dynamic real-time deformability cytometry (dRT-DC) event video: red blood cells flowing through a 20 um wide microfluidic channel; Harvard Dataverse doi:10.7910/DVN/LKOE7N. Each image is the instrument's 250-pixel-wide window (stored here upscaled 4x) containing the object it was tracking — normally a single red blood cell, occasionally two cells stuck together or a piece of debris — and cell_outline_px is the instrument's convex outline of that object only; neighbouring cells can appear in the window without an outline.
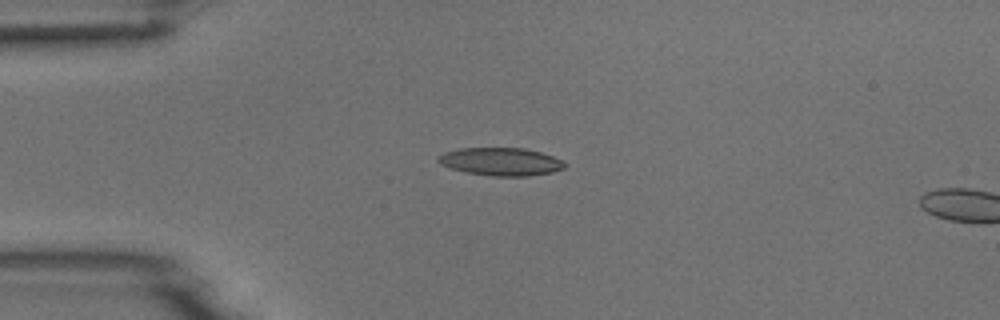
{"species": "common noctule bat (a hibernating species)", "species_latin": "Nyctalus noctula", "temperature_condition": "room temperature", "stored_images_in_passage": 4, "camera_frame_rate_fps": 3000, "um_per_image_px": 0.085, "animal": {"sex": "male", "body_mass_g": 18.8}, "frame": {"image": 1, "passage_image": 3, "time_ms": 2.333, "image_size_px": [1000, 320], "cell_outline_px": [[568, 164], [564, 168], [552, 172], [528, 176], [492, 176], [468, 172], [452, 168], [440, 164], [436, 160], [444, 152], [460, 148], [524, 148], [540, 152], [552, 156]], "centroid_in_image_um": [42.59, 13.74], "position_along_channel_um": 42.4, "area_um2": 20.4}}